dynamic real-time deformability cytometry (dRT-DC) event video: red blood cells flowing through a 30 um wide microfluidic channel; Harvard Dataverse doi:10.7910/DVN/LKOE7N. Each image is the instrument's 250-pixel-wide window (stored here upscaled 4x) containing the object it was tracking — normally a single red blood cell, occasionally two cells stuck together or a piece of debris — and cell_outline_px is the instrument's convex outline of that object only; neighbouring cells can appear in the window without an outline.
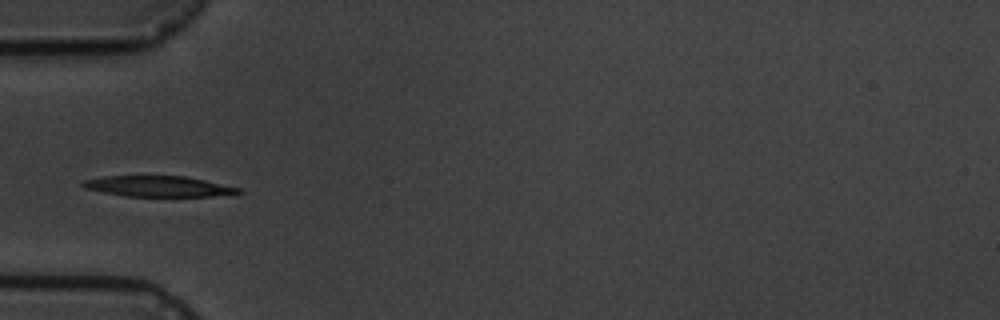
{"species": "common noctule bat (a hibernating species)", "species_latin": "Nyctalus noctula", "temperature_condition": "cold", "stored_images_in_passage": 14, "camera_frame_rate_fps": 3000, "um_per_image_px": 0.085, "animal": {"sex": "male", "body_mass_g": 19.5, "forearm_length_mm": 54.6}, "frame": {"image": 1, "passage_image": 4, "time_ms": 4.333, "image_size_px": [1000, 320], "cell_outline_px": [[244, 192], [212, 196], [124, 196], [84, 188], [80, 184], [84, 180], [104, 176], [184, 176], [204, 180], [240, 188]], "centroid_in_image_um": [13.43, 15.83], "position_along_channel_um": 71.6, "area_um2": 18.55}}
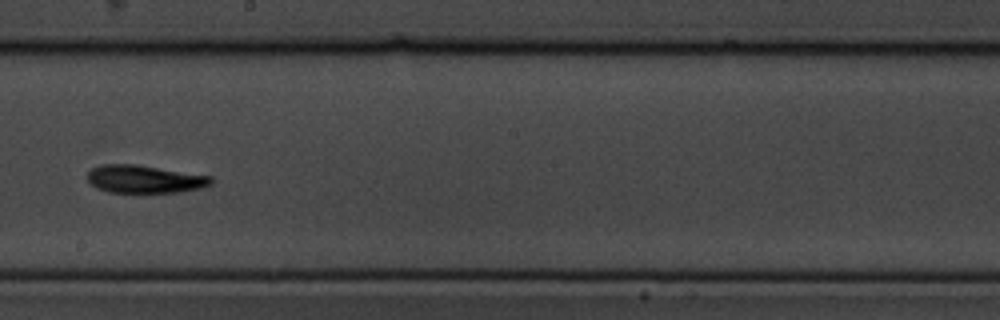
{"frame": {"image": 2, "passage_image": 8, "time_ms": 9.0, "image_size_px": [1000, 320], "cell_outline_px": [[212, 184], [200, 188], [180, 192], [108, 192], [96, 188], [88, 184], [84, 176], [92, 168], [100, 164], [136, 164], [212, 176]], "centroid_in_image_um": [12.22, 15.22], "position_along_channel_um": 236.0, "area_um2": 20.35}}
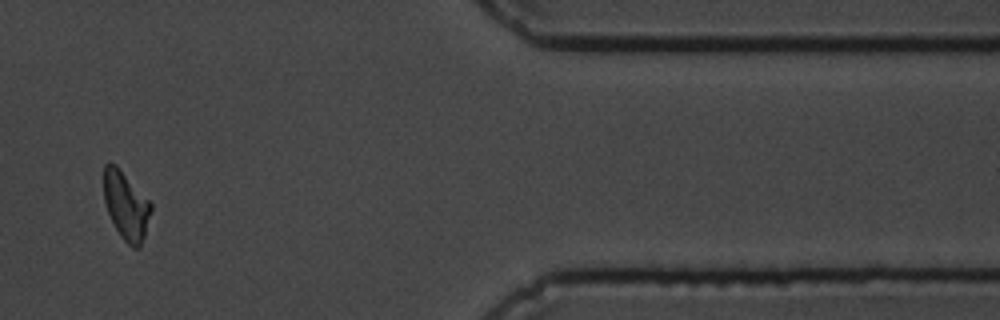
{"frame": {"image": 3, "passage_image": 13, "time_ms": 14.667, "image_size_px": [1000, 320], "cell_outline_px": [[152, 208], [144, 236], [140, 248], [132, 248], [120, 236], [108, 212], [104, 200], [104, 164], [116, 164], [152, 204]], "centroid_in_image_um": [10.71, 17.49], "position_along_channel_um": 400.7, "area_um2": 18.44}, "authors_computed_cell_mechanics": {"area_um2": 19.5942, "velocity_mm_per_s": 3.5266, "shape_relaxation_time_tau1_ms": 4.7892, "shape_relaxation_time_tau2_ms": null, "deformation_change_tau1": 0.1458, "deformation_change_tau2": null}}